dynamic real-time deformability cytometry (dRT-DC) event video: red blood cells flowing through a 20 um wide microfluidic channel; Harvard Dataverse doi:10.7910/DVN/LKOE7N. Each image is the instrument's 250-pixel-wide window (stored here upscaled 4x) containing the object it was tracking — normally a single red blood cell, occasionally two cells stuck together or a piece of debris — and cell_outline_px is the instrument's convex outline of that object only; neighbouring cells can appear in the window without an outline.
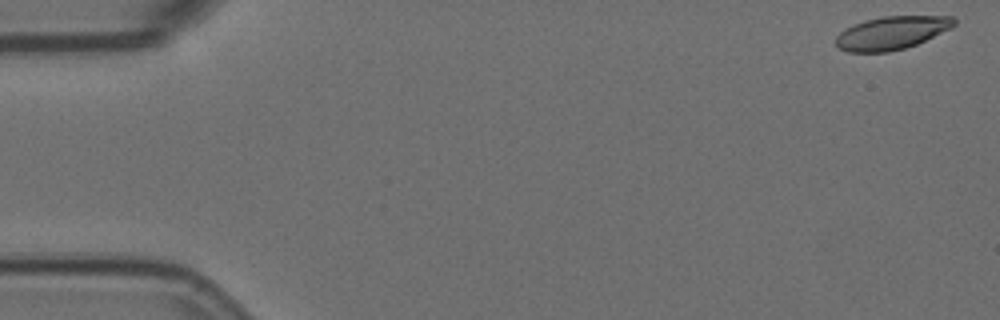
{"species": "Egyptian fruit bat (a non-hibernating species)", "species_latin": "Rousettus aegyptiacus", "temperature_condition": "room temperature", "stored_images_in_passage": 4, "camera_frame_rate_fps": 3000, "um_per_image_px": 0.085, "animal": {"sex": "female"}, "frame": {"image": 1, "passage_image": 1, "time_ms": 0.0, "image_size_px": [1000, 320], "cell_outline_px": [[956, 24], [952, 28], [916, 44], [904, 48], [888, 52], [848, 52], [836, 48], [836, 36], [844, 28], [852, 24], [864, 20], [884, 16], [952, 16], [956, 20]], "centroid_in_image_um": [75.76, 2.79], "position_along_channel_um": 9.2, "area_um2": 23.0}}
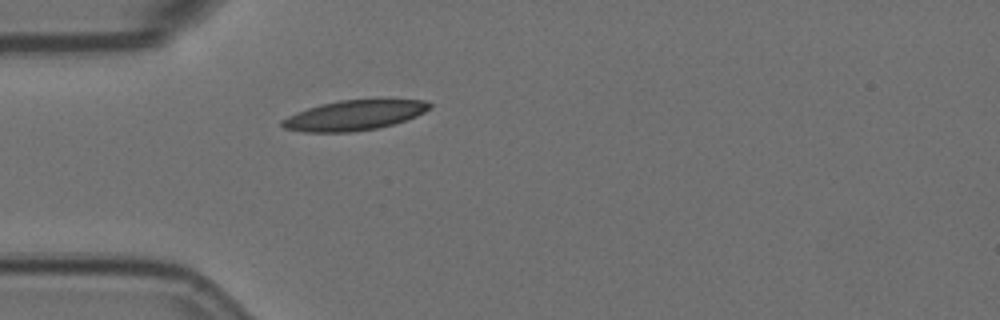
{"frame": {"image": 2, "passage_image": 4, "time_ms": 1.0, "image_size_px": [1000, 320], "cell_outline_px": [[432, 108], [416, 116], [392, 124], [376, 128], [352, 132], [304, 132], [284, 128], [280, 124], [280, 120], [296, 112], [320, 104], [340, 100], [424, 100], [432, 104]], "centroid_in_image_um": [30.07, 9.8], "position_along_channel_um": 54.9, "area_um2": 25.61}}